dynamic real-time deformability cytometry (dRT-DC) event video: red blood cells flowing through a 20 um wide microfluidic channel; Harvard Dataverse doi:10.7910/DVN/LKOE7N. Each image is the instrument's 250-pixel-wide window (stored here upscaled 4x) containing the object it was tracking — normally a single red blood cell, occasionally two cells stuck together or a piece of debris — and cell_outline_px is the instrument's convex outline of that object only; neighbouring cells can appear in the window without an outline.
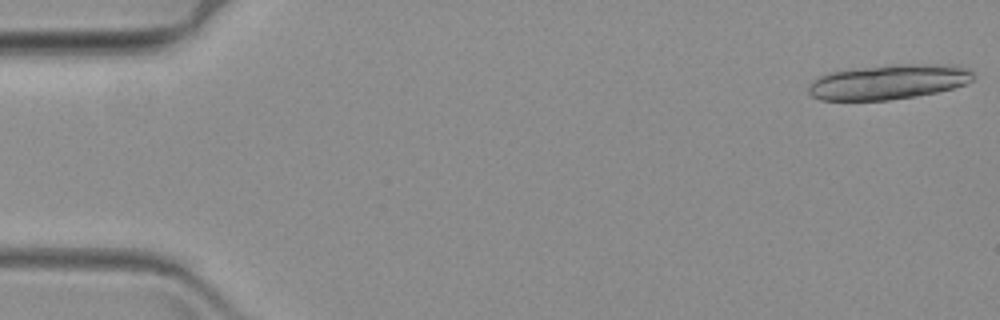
{"species": "common noctule bat (a hibernating species)", "species_latin": "Nyctalus noctula", "temperature_condition": "warm", "stored_images_in_passage": 21, "camera_frame_rate_fps": 3000, "um_per_image_px": 0.085, "animal": {"sex": "female", "body_mass_g": 19.3, "forearm_length_mm": 54.1}, "frame": {"image": 1, "passage_image": 1, "time_ms": 0.0, "image_size_px": [1000, 320], "cell_outline_px": [[972, 80], [968, 84], [936, 92], [916, 96], [888, 100], [820, 100], [812, 96], [808, 92], [808, 88], [820, 76], [832, 72], [892, 64], [924, 64], [964, 68], [972, 72]], "centroid_in_image_um": [75.51, 6.98], "position_along_channel_um": 9.5, "area_um2": 32.71}}